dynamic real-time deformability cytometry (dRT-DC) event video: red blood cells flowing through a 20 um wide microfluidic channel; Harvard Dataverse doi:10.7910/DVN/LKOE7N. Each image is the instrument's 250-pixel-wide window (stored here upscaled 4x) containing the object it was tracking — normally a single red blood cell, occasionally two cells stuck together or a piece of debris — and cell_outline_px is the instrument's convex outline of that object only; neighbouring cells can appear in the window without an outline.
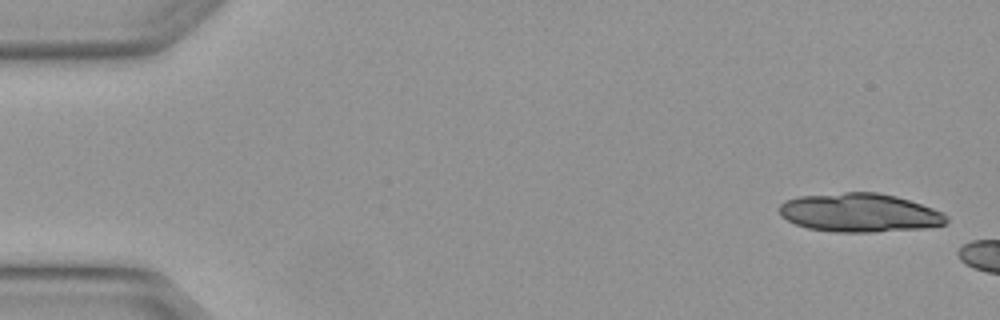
{"species": "Egyptian fruit bat (a non-hibernating species)", "species_latin": "Rousettus aegyptiacus", "temperature_condition": "warm", "stored_images_in_passage": 6, "camera_frame_rate_fps": 3000, "um_per_image_px": 0.085, "animal": {"sex": "female"}, "frame": {"image": 1, "passage_image": 1, "time_ms": 0.0, "image_size_px": [1000, 320], "cell_outline_px": [[948, 220], [944, 224], [924, 228], [876, 232], [832, 232], [808, 228], [796, 224], [780, 216], [780, 204], [784, 200], [800, 196], [844, 192], [876, 192], [896, 196], [944, 212], [948, 216]], "centroid_in_image_um": [73.06, 18.08], "position_along_channel_um": 11.9, "area_um2": 37.74}}
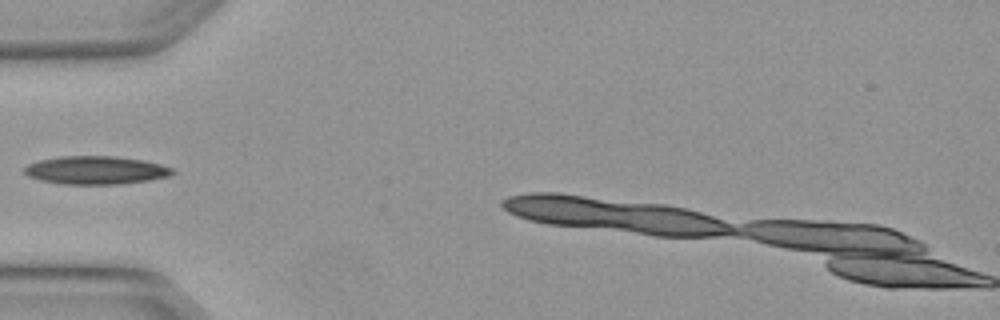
{"frame": {"image": 2, "passage_image": 5, "time_ms": 1.333, "image_size_px": [1000, 320], "cell_outline_px": [[176, 172], [168, 176], [148, 180], [120, 184], [64, 184], [40, 180], [28, 176], [24, 172], [24, 168], [28, 164], [40, 160], [60, 156], [116, 156], [140, 160], [160, 164], [172, 168]], "centroid_in_image_um": [8.13, 14.46], "position_along_channel_um": 76.9, "area_um2": 24.16}}